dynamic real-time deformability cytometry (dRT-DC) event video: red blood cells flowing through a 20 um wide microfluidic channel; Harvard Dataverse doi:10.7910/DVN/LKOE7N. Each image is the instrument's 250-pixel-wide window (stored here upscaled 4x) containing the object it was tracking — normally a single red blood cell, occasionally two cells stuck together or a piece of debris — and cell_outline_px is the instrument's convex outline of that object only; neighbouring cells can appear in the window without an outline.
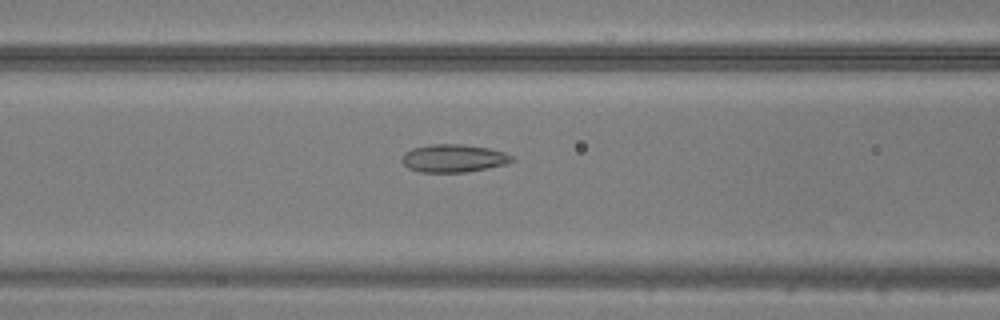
{"species": "common noctule bat (a hibernating species)", "species_latin": "Nyctalus noctula", "temperature_condition": "warm", "stored_images_in_passage": 34, "camera_frame_rate_fps": 3000, "um_per_image_px": 0.085, "animal": {"sex": "male", "body_mass_g": 20.5, "forearm_length_mm": 52.5}, "frame": {"image": 1, "passage_image": 6, "time_ms": 1.667, "image_size_px": [1000, 320], "cell_outline_px": [[516, 160], [508, 164], [468, 172], [420, 172], [408, 168], [400, 160], [404, 152], [412, 148], [428, 144], [464, 144], [488, 148], [504, 152], [512, 156]], "centroid_in_image_um": [38.55, 13.45], "position_along_channel_um": 128.0, "area_um2": 18.15}}
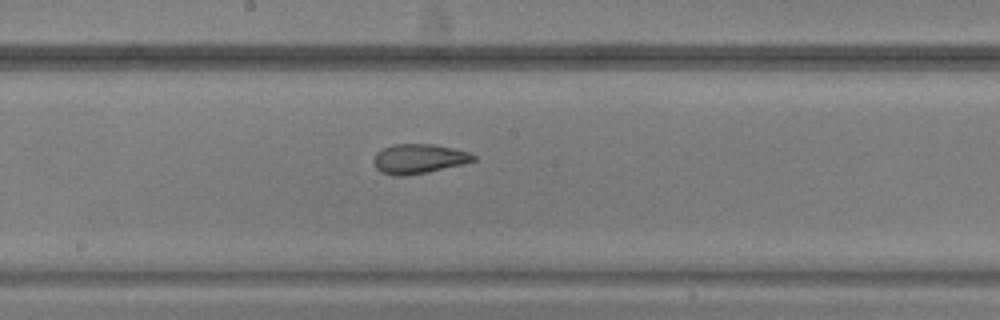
{"frame": {"image": 2, "passage_image": 12, "time_ms": 3.667, "image_size_px": [1000, 320], "cell_outline_px": [[476, 160], [464, 164], [428, 172], [408, 176], [396, 176], [380, 172], [376, 168], [372, 160], [376, 152], [384, 148], [396, 144], [432, 144], [452, 148], [468, 152], [476, 156]], "centroid_in_image_um": [35.58, 13.51], "position_along_channel_um": 212.6, "area_um2": 17.28}}
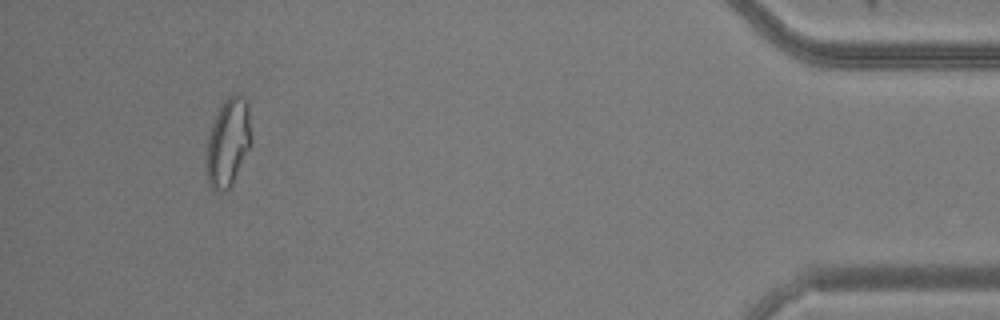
{"frame": {"image": 3, "passage_image": 31, "time_ms": 10.0, "image_size_px": [1000, 320], "cell_outline_px": [[252, 144], [232, 184], [224, 192], [216, 192], [208, 184], [204, 156], [208, 136], [212, 124], [224, 100], [228, 96], [236, 92], [244, 96], [248, 104], [252, 140]], "centroid_in_image_um": [19.38, 12.12], "position_along_channel_um": 415.8, "area_um2": 23.64}}